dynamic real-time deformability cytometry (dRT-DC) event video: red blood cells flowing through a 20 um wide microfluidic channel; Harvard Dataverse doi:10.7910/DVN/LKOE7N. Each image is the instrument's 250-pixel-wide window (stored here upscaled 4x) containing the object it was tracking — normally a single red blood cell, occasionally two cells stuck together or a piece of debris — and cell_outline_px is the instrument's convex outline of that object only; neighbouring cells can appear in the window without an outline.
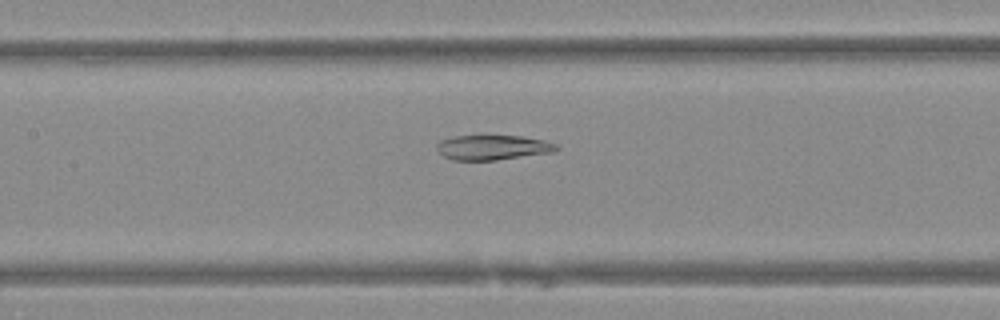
{"species": "Egyptian fruit bat (a non-hibernating species)", "species_latin": "Rousettus aegyptiacus", "temperature_condition": "warm", "stored_images_in_passage": 35, "camera_frame_rate_fps": 3000, "um_per_image_px": 0.085, "animal": {"sex": "female"}, "frame": {"image": 1, "passage_image": 9, "time_ms": 2.667, "image_size_px": [1000, 320], "cell_outline_px": [[560, 148], [556, 152], [496, 160], [452, 160], [444, 156], [436, 148], [436, 144], [440, 140], [452, 136], [488, 132], [520, 136], [544, 140], [556, 144]], "centroid_in_image_um": [41.87, 12.48], "position_along_channel_um": 165.5, "area_um2": 18.38}}
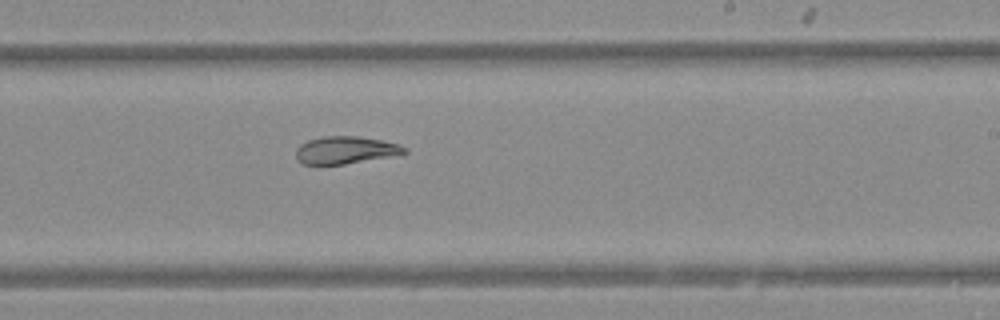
{"frame": {"image": 2, "passage_image": 16, "time_ms": 5.0, "image_size_px": [1000, 320], "cell_outline_px": [[408, 152], [344, 164], [304, 164], [296, 160], [296, 148], [300, 144], [308, 140], [324, 136], [356, 136], [384, 140], [400, 144], [408, 148]], "centroid_in_image_um": [29.35, 12.74], "position_along_channel_um": 259.7, "area_um2": 17.22}}
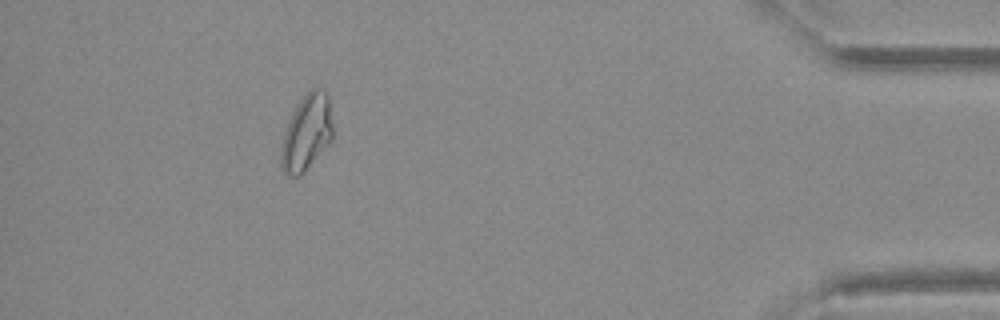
{"frame": {"image": 3, "passage_image": 31, "time_ms": 10.0, "image_size_px": [1000, 320], "cell_outline_px": [[332, 140], [304, 172], [300, 176], [288, 176], [284, 172], [280, 164], [280, 148], [284, 132], [288, 120], [296, 104], [312, 88], [320, 88], [328, 96], [332, 124]], "centroid_in_image_um": [26.03, 11.29], "position_along_channel_um": 409.2, "area_um2": 22.89}}